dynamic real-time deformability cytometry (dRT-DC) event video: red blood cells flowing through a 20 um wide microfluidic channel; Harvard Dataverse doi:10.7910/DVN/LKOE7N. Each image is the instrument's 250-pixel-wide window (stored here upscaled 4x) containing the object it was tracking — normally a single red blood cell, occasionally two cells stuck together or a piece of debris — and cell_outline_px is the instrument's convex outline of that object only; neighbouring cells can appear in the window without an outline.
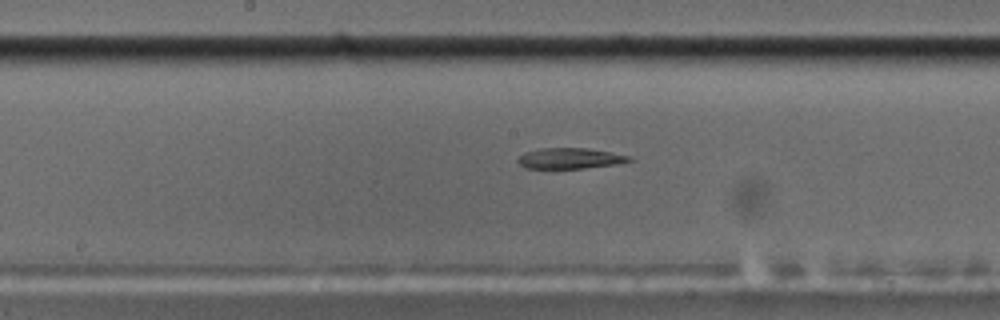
{"species": "common noctule bat (a hibernating species)", "species_latin": "Nyctalus noctula", "temperature_condition": "cold", "stored_images_in_passage": 57, "camera_frame_rate_fps": 3000, "um_per_image_px": 0.085, "animal": {"sex": "male", "body_mass_g": 17.5, "forearm_length_mm": 52.3}, "frame": {"image": 1, "passage_image": 30, "time_ms": 9.667, "image_size_px": [1000, 320], "cell_outline_px": [[632, 160], [616, 164], [584, 168], [524, 168], [516, 160], [524, 152], [540, 148], [588, 148], [632, 156]], "centroid_in_image_um": [48.43, 13.45], "position_along_channel_um": 199.8, "area_um2": 13.41}}
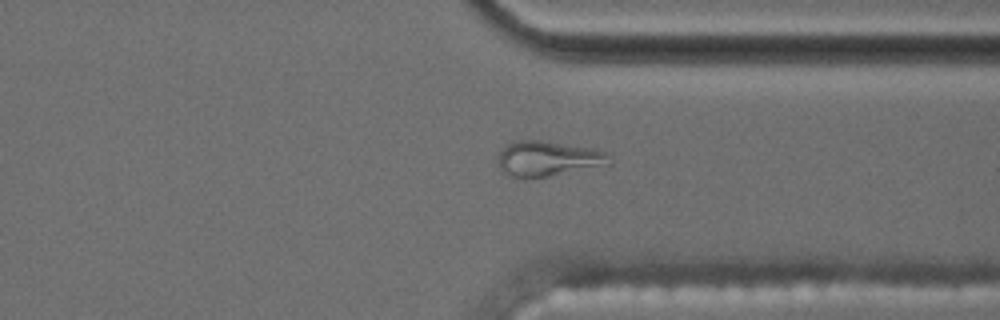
{"frame": {"image": 2, "passage_image": 44, "time_ms": 14.333, "image_size_px": [1000, 320], "cell_outline_px": [[612, 164], [548, 176], [524, 180], [512, 176], [504, 172], [500, 168], [500, 152], [508, 144], [516, 140], [540, 140], [596, 148], [604, 152]], "centroid_in_image_um": [46.59, 13.49], "position_along_channel_um": 364.8, "area_um2": 22.77}}
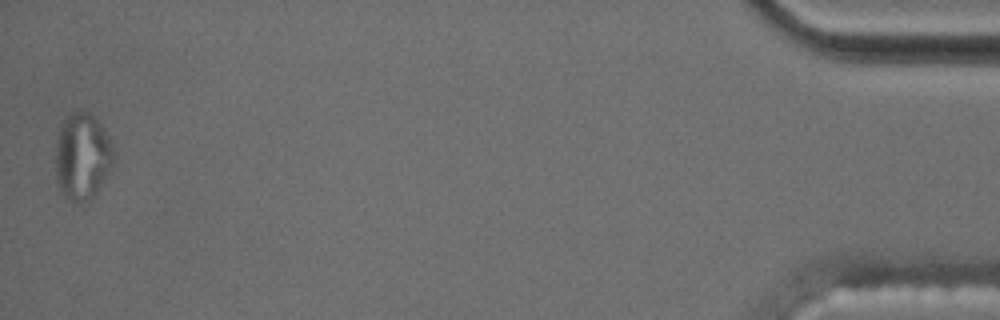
{"frame": {"image": 3, "passage_image": 57, "time_ms": 18.667, "image_size_px": [1000, 320], "cell_outline_px": [[116, 160], [108, 176], [96, 192], [92, 196], [80, 204], [72, 204], [68, 200], [60, 188], [56, 176], [56, 140], [60, 124], [68, 112], [80, 108], [88, 112], [100, 124], [108, 136], [112, 144], [116, 156]], "centroid_in_image_um": [7.01, 13.27], "position_along_channel_um": 428.2, "area_um2": 30.06}, "authors_computed_cell_mechanics": {"area_um2": 15.2592, "velocity_mm_per_s": 3.5284, "shape_relaxation_time_tau1_ms": null, "shape_relaxation_time_tau2_ms": 9.5317, "deformation_change_tau1": null, "deformation_change_tau2": 0.1793}}